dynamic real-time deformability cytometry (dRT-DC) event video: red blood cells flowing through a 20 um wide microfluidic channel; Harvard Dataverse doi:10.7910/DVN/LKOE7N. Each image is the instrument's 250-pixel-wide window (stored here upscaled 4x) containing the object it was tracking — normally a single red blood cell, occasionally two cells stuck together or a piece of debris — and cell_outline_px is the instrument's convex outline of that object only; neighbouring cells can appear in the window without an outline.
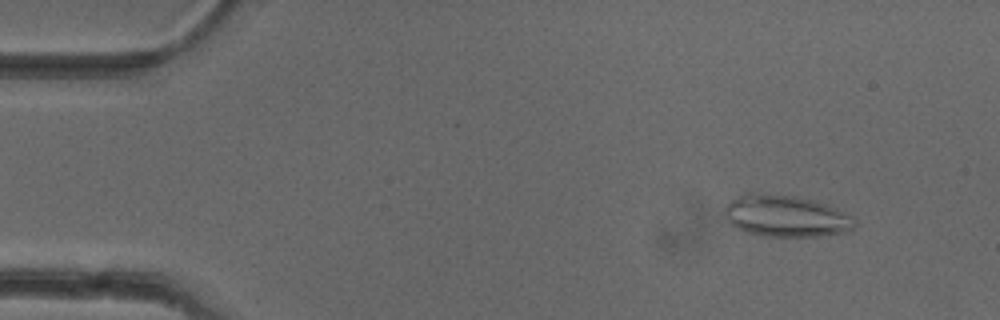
{"species": "common noctule bat (a hibernating species)", "species_latin": "Nyctalus noctula", "temperature_condition": "cold", "stored_images_in_passage": 50, "camera_frame_rate_fps": 3000, "um_per_image_px": 0.085, "animal": {"sex": "female"}, "frame": {"image": 1, "passage_image": 4, "time_ms": 1.0, "image_size_px": [1000, 320], "cell_outline_px": [[856, 224], [852, 228], [844, 232], [820, 236], [764, 236], [748, 232], [736, 228], [724, 216], [724, 208], [736, 196], [744, 192], [756, 192], [796, 196], [812, 200], [836, 208], [852, 216], [856, 220]], "centroid_in_image_um": [66.77, 18.35], "position_along_channel_um": 18.2, "area_um2": 31.62}}
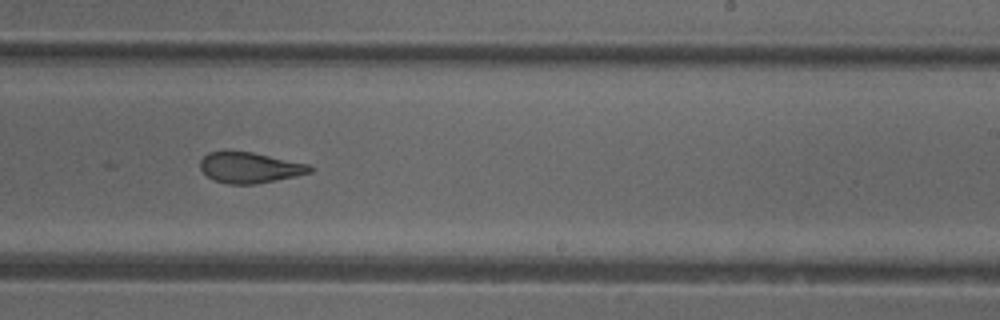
{"frame": {"image": 2, "passage_image": 30, "time_ms": 9.667, "image_size_px": [1000, 320], "cell_outline_px": [[316, 168], [312, 172], [296, 176], [256, 184], [228, 184], [216, 180], [208, 176], [200, 168], [200, 160], [208, 152], [224, 148], [228, 148], [252, 152], [308, 164]], "centroid_in_image_um": [21.2, 14.2], "position_along_channel_um": 267.8, "area_um2": 20.11}}
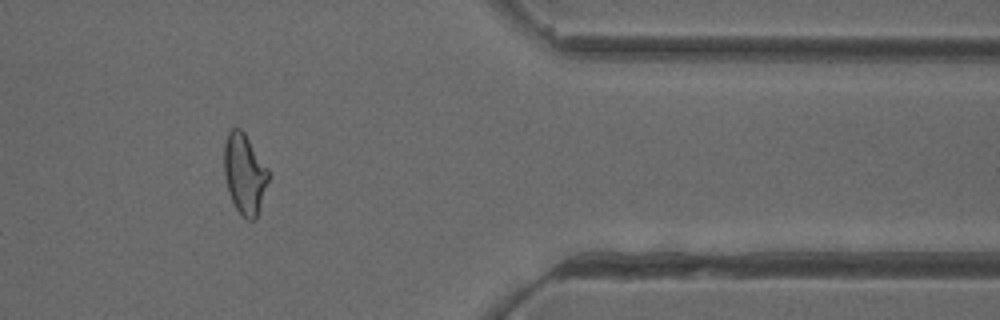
{"frame": {"image": 3, "passage_image": 41, "time_ms": 13.333, "image_size_px": [1000, 320], "cell_outline_px": [[268, 180], [256, 220], [248, 220], [236, 208], [228, 192], [224, 176], [224, 140], [228, 132], [232, 128], [240, 128], [244, 132], [268, 168]], "centroid_in_image_um": [20.77, 14.75], "position_along_channel_um": 390.6, "area_um2": 20.63}, "authors_computed_cell_mechanics": {"area_um2": 21.8773, "velocity_mm_per_s": 3.9907, "shape_relaxation_time_tau1_ms": null, "shape_relaxation_time_tau2_ms": 2.6374, "deformation_change_tau1": null, "deformation_change_tau2": 0.0984}}